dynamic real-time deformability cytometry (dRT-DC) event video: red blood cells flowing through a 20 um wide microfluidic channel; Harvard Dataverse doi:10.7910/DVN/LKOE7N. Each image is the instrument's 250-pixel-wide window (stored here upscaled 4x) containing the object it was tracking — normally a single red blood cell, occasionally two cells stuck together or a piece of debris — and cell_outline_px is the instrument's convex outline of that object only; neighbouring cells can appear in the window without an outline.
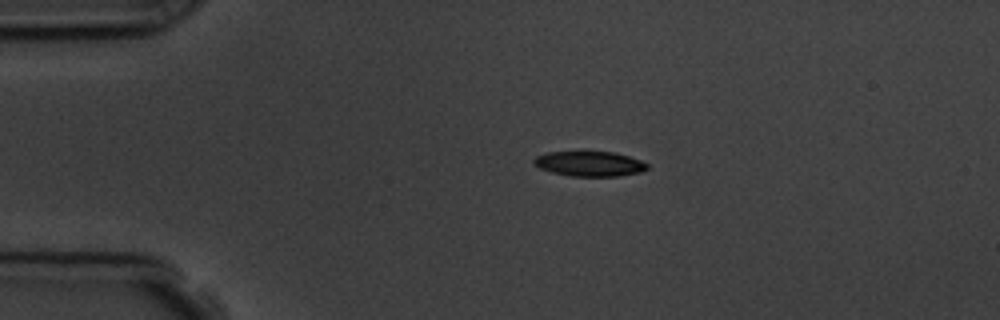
{"species": "common noctule bat (a hibernating species)", "species_latin": "Nyctalus noctula", "temperature_condition": "room temperature", "stored_images_in_passage": 4, "segment_of_instrument_passage": [1, 2], "camera_frame_rate_fps": 3000, "um_per_image_px": 0.085, "animal": {"sex": "male", "body_mass_g": 19.5, "forearm_length_mm": 54.6}, "frame": {"image": 1, "passage_image": 2, "time_ms": 1.333, "image_size_px": [1000, 320], "cell_outline_px": [[648, 168], [640, 172], [620, 176], [572, 176], [552, 172], [540, 168], [532, 160], [536, 156], [548, 152], [580, 148], [584, 148], [616, 152], [640, 160], [648, 164]], "centroid_in_image_um": [50.09, 13.85], "position_along_channel_um": 34.9, "area_um2": 17.4}}